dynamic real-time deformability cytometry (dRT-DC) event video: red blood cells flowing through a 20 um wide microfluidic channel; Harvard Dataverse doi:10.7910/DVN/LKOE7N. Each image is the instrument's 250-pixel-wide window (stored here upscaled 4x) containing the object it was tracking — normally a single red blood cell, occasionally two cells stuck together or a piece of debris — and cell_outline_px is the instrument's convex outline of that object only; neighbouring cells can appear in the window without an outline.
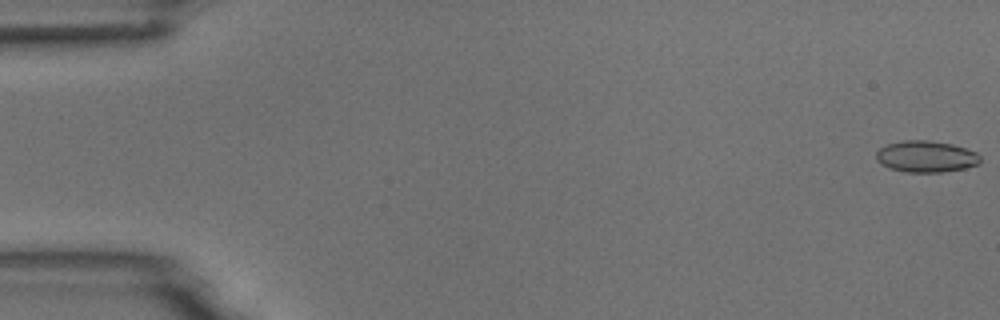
{"species": "common noctule bat (a hibernating species)", "species_latin": "Nyctalus noctula", "temperature_condition": "room temperature", "stored_images_in_passage": 55, "camera_frame_rate_fps": 3000, "um_per_image_px": 0.085, "animal": {"sex": "male", "body_mass_g": 18.8}, "frame": {"image": 1, "passage_image": 1, "time_ms": 0.0, "image_size_px": [1000, 320], "cell_outline_px": [[980, 164], [964, 168], [940, 172], [908, 172], [892, 168], [876, 160], [876, 152], [880, 148], [888, 144], [904, 140], [928, 140], [952, 144], [976, 152], [980, 156]], "centroid_in_image_um": [78.73, 13.29], "position_along_channel_um": 6.3, "area_um2": 18.84}}
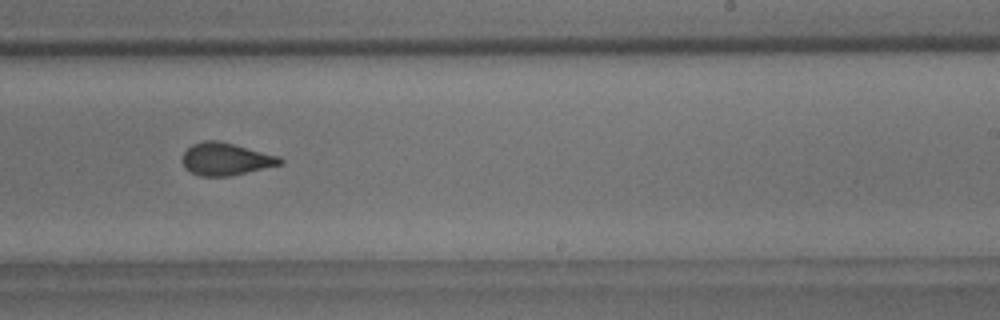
{"frame": {"image": 2, "passage_image": 34, "time_ms": 11.0, "image_size_px": [1000, 320], "cell_outline_px": [[284, 164], [228, 176], [200, 176], [184, 168], [180, 160], [184, 152], [192, 144], [204, 140], [220, 140], [280, 156], [284, 160]], "centroid_in_image_um": [19.19, 13.51], "position_along_channel_um": 269.8, "area_um2": 18.73}}
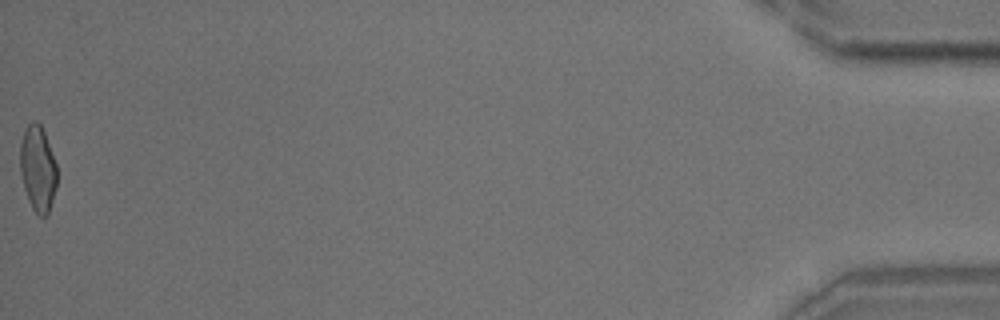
{"frame": {"image": 3, "passage_image": 55, "time_ms": 18.0, "image_size_px": [1000, 320], "cell_outline_px": [[56, 188], [48, 216], [40, 216], [32, 208], [28, 200], [24, 188], [20, 172], [20, 144], [24, 128], [32, 120], [36, 120], [40, 124], [44, 132], [56, 164]], "centroid_in_image_um": [3.2, 14.32], "position_along_channel_um": 432.0, "area_um2": 18.5}, "authors_computed_cell_mechanics": {"area_um2": 18.8428, "velocity_mm_per_s": 3.7277, "shape_relaxation_time_tau1_ms": 8.9601, "shape_relaxation_time_tau2_ms": 1.1486, "deformation_change_tau1": 0.1879, "deformation_change_tau2": 0.0649}}